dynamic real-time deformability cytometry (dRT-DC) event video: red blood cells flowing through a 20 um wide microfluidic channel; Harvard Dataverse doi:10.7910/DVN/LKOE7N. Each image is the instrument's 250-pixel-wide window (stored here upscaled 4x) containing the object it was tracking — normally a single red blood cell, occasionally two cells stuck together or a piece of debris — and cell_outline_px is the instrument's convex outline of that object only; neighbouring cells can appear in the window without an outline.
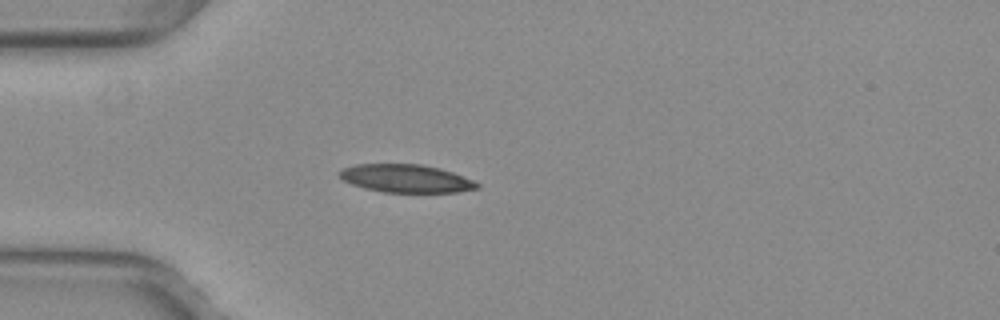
{"species": "common noctule bat (a hibernating species)", "species_latin": "Nyctalus noctula", "temperature_condition": "warm", "stored_images_in_passage": 51, "camera_frame_rate_fps": 3000, "um_per_image_px": 0.085, "animal": {"sex": "female", "body_mass_g": 29.2, "forearm_length_mm": 56.3}, "frame": {"image": 1, "passage_image": 14, "time_ms": 4.333, "image_size_px": [1000, 320], "cell_outline_px": [[480, 188], [456, 192], [384, 192], [364, 188], [352, 184], [344, 180], [336, 172], [344, 168], [356, 164], [420, 164], [440, 168], [452, 172], [472, 180], [480, 184]], "centroid_in_image_um": [34.5, 15.17], "position_along_channel_um": 50.5, "area_um2": 22.37}}
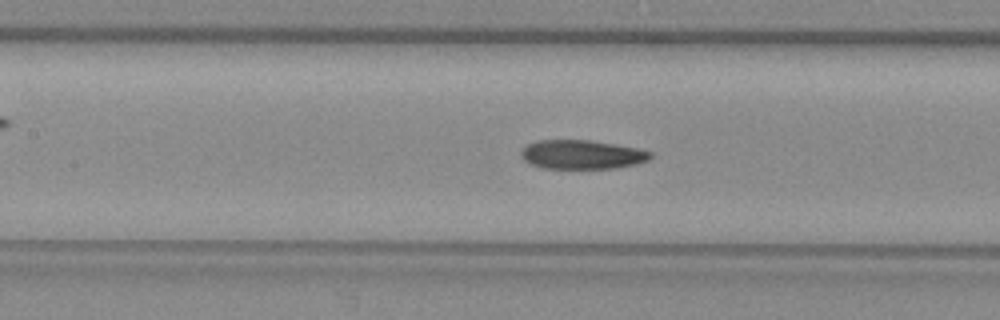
{"frame": {"image": 2, "passage_image": 23, "time_ms": 7.333, "image_size_px": [1000, 320], "cell_outline_px": [[652, 156], [648, 160], [636, 164], [616, 168], [540, 168], [524, 160], [520, 156], [520, 148], [536, 140], [592, 140], [636, 148], [652, 152]], "centroid_in_image_um": [49.42, 13.13], "position_along_channel_um": 158.0, "area_um2": 21.96}}
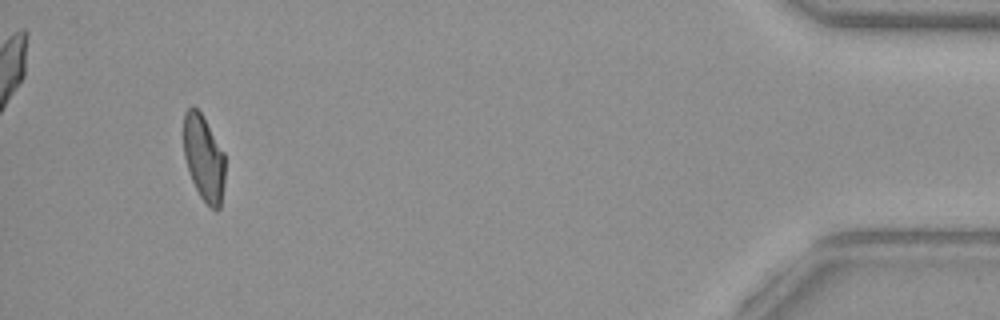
{"frame": {"image": 3, "passage_image": 48, "time_ms": 15.667, "image_size_px": [1000, 320], "cell_outline_px": [[224, 184], [220, 208], [216, 212], [200, 196], [192, 180], [184, 156], [184, 112], [188, 108], [196, 108], [200, 112], [224, 152]], "centroid_in_image_um": [17.33, 13.46], "position_along_channel_um": 417.9, "area_um2": 20.4}, "authors_computed_cell_mechanics": {"area_um2": 22.4842, "velocity_mm_per_s": 4.0117, "shape_relaxation_time_tau1_ms": null, "shape_relaxation_time_tau2_ms": 4.387, "deformation_change_tau1": null, "deformation_change_tau2": 0.1103}}